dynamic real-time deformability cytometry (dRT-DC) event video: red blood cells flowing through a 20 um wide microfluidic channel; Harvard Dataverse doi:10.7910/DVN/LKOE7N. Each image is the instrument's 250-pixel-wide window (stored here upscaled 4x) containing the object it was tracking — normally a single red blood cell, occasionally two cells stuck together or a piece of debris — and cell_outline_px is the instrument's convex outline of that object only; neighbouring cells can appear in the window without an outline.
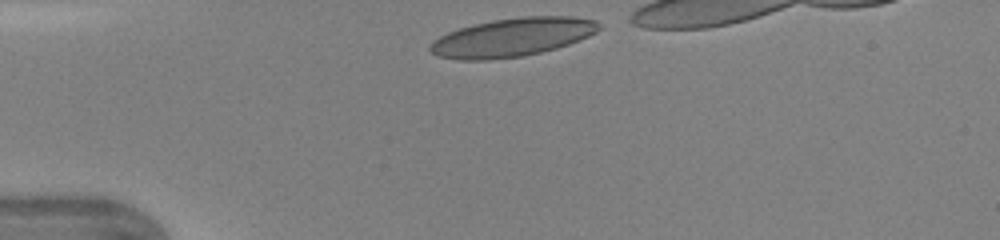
{"species": "human", "species_latin": "Homo sapiens", "temperature_condition": "warm", "stored_images_in_passage": 29, "camera_frame_rate_fps": 3000, "um_per_image_px": 0.085, "donor": {"sex": "female"}, "frame": {"image": 1, "passage_image": 1, "time_ms": 0.0, "image_size_px": [1000, 240], "cell_outline_px": [[600, 28], [596, 32], [580, 40], [556, 48], [540, 52], [520, 56], [488, 60], [460, 60], [436, 56], [428, 48], [428, 44], [440, 36], [448, 32], [460, 28], [492, 20], [524, 16], [572, 16], [596, 20], [600, 24]], "centroid_in_image_um": [43.54, 3.17], "position_along_channel_um": 41.5, "area_um2": 37.8}}
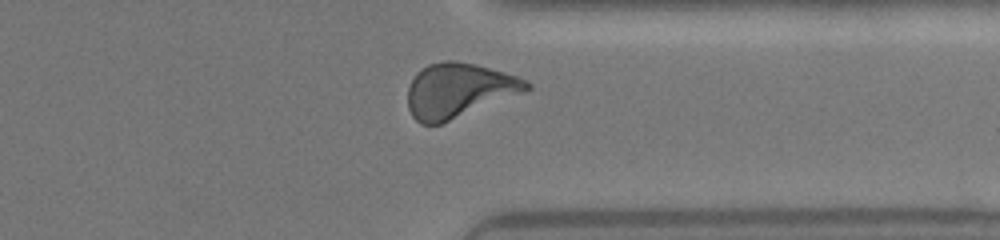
{"frame": {"image": 2, "passage_image": 25, "time_ms": 8.0, "image_size_px": [1000, 240], "cell_outline_px": [[532, 88], [528, 92], [440, 124], [420, 124], [412, 116], [408, 108], [408, 88], [416, 72], [428, 64], [444, 60], [456, 60], [476, 64], [504, 72], [516, 76], [532, 84]], "centroid_in_image_um": [39.02, 7.68], "position_along_channel_um": 372.4, "area_um2": 38.09}}